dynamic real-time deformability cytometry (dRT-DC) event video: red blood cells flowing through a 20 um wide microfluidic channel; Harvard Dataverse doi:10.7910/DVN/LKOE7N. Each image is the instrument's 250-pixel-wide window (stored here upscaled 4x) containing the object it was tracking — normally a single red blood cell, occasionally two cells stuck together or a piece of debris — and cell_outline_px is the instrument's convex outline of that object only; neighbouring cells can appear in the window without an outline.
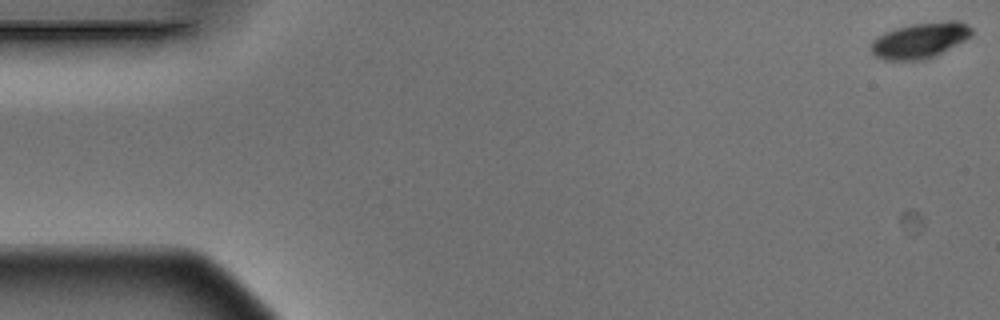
{"species": "Egyptian fruit bat (a non-hibernating species)", "species_latin": "Rousettus aegyptiacus", "temperature_condition": "warm", "stored_images_in_passage": 6, "camera_frame_rate_fps": 3000, "um_per_image_px": 0.085, "animal": {"sex": "male"}, "frame": {"image": 1, "passage_image": 1, "time_ms": 0.0, "image_size_px": [1000, 320], "cell_outline_px": [[972, 36], [936, 56], [928, 60], [884, 60], [876, 56], [872, 52], [872, 40], [884, 32], [896, 28], [912, 24], [948, 20], [960, 20], [968, 24], [972, 28]], "centroid_in_image_um": [78.24, 3.42], "position_along_channel_um": 6.8, "area_um2": 21.1}}
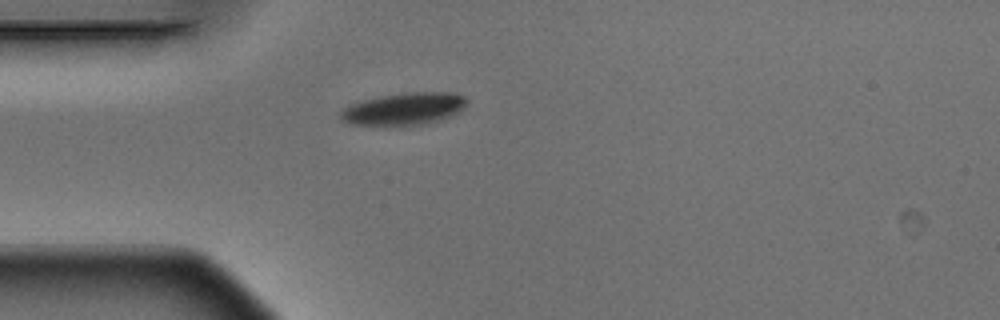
{"frame": {"image": 2, "passage_image": 5, "time_ms": 1.333, "image_size_px": [1000, 320], "cell_outline_px": [[468, 104], [460, 112], [452, 116], [420, 124], [352, 124], [340, 120], [340, 112], [344, 108], [360, 100], [380, 96], [404, 92], [456, 92], [464, 96], [468, 100]], "centroid_in_image_um": [34.39, 9.21], "position_along_channel_um": 50.6, "area_um2": 23.58}}